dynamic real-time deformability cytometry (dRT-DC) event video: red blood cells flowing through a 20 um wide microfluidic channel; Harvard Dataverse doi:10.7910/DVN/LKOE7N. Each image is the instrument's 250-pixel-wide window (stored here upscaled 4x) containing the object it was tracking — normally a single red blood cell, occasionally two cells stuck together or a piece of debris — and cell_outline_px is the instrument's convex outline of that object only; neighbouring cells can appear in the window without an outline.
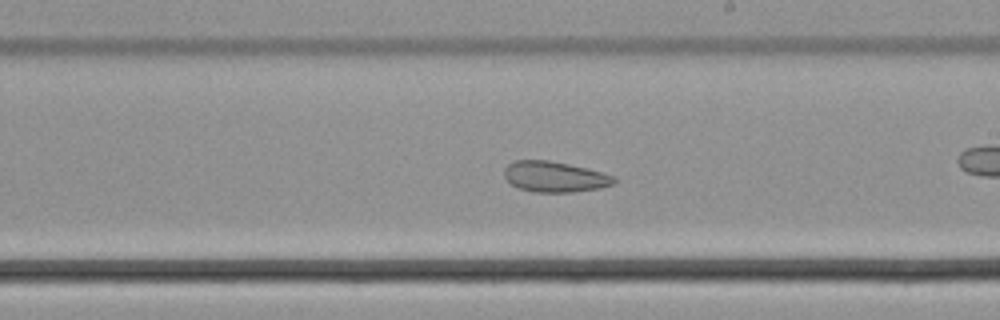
{"species": "common noctule bat (a hibernating species)", "species_latin": "Nyctalus noctula", "temperature_condition": "cold", "stored_images_in_passage": 57, "camera_frame_rate_fps": 3000, "um_per_image_px": 0.085, "animal": {"sex": "male", "body_mass_g": 21.5, "forearm_length_mm": 52.0}, "frame": {"image": 1, "passage_image": 33, "time_ms": 10.667, "image_size_px": [1000, 320], "cell_outline_px": [[616, 184], [600, 188], [572, 192], [532, 192], [516, 188], [504, 176], [504, 168], [508, 164], [516, 160], [548, 160], [568, 164], [616, 176]], "centroid_in_image_um": [47.14, 15.03], "position_along_channel_um": 241.9, "area_um2": 19.65}, "authors_computed_cell_mechanics": {"area_um2": 26.877, "velocity_mm_per_s": 3.7297, "shape_relaxation_time_tau1_ms": null, "shape_relaxation_time_tau2_ms": 3.5172, "deformation_change_tau1": null, "deformation_change_tau2": 0.0943}}